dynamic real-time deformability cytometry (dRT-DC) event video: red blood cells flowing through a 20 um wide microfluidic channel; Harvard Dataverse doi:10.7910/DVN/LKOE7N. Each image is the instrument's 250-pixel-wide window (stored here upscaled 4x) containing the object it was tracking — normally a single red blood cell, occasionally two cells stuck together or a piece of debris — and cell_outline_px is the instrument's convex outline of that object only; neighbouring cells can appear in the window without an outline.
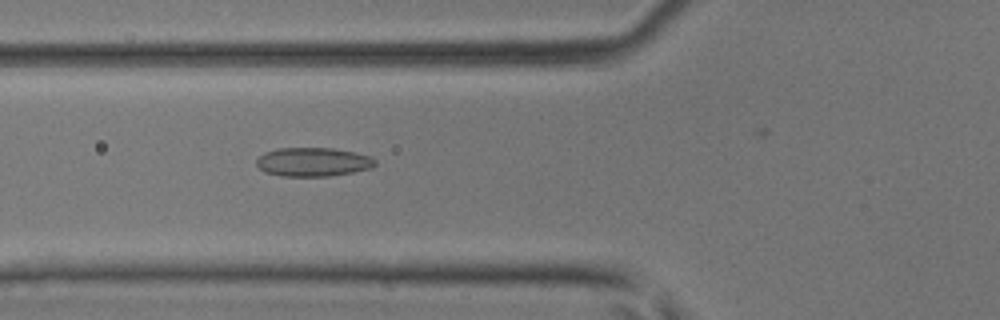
{"species": "common noctule bat (a hibernating species)", "species_latin": "Nyctalus noctula", "temperature_condition": "room temperature", "stored_images_in_passage": 40, "camera_frame_rate_fps": 3000, "um_per_image_px": 0.085, "animal": {"sex": "male", "body_mass_g": 17.9, "forearm_length_mm": 54.2}, "frame": {"image": 1, "passage_image": 9, "time_ms": 2.667, "image_size_px": [1000, 320], "cell_outline_px": [[376, 164], [372, 168], [352, 172], [328, 176], [284, 176], [264, 172], [256, 164], [256, 160], [264, 152], [280, 148], [332, 148], [356, 152], [372, 156], [376, 160]], "centroid_in_image_um": [26.64, 13.76], "position_along_channel_um": 99.2, "area_um2": 20.0}}
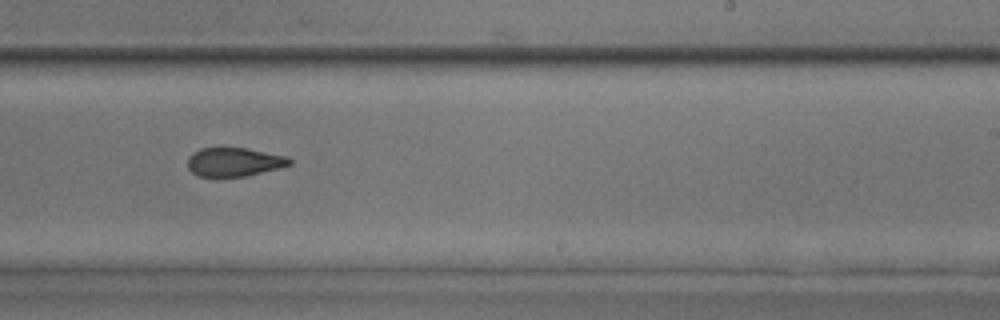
{"frame": {"image": 2, "passage_image": 21, "time_ms": 6.667, "image_size_px": [1000, 320], "cell_outline_px": [[292, 164], [244, 176], [196, 176], [188, 168], [188, 156], [192, 152], [200, 148], [220, 144], [248, 148], [288, 156], [292, 160]], "centroid_in_image_um": [19.84, 13.7], "position_along_channel_um": 269.2, "area_um2": 17.69}}
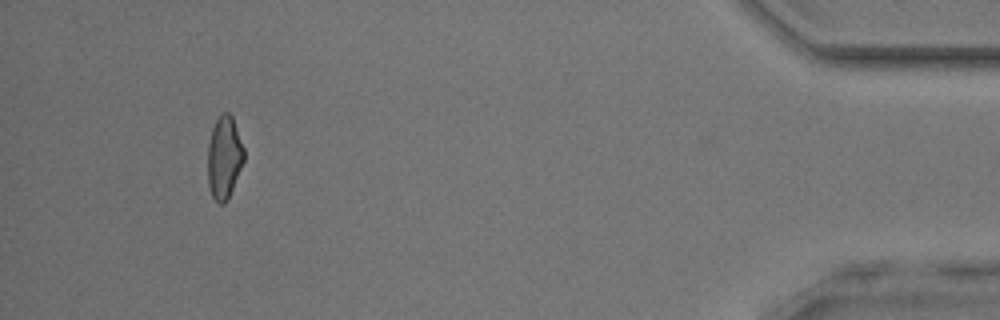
{"frame": {"image": 3, "passage_image": 36, "time_ms": 11.667, "image_size_px": [1000, 320], "cell_outline_px": [[244, 160], [232, 188], [224, 204], [220, 204], [212, 196], [208, 184], [208, 144], [212, 128], [216, 120], [224, 112], [228, 112], [232, 116], [244, 148]], "centroid_in_image_um": [19.05, 13.36], "position_along_channel_um": 416.2, "area_um2": 17.17}, "authors_computed_cell_mechanics": {"area_um2": 18.1492, "velocity_mm_per_s": 4.2605, "shape_relaxation_time_tau1_ms": null, "shape_relaxation_time_tau2_ms": 1.6629, "deformation_change_tau1": null, "deformation_change_tau2": 0.0747}}